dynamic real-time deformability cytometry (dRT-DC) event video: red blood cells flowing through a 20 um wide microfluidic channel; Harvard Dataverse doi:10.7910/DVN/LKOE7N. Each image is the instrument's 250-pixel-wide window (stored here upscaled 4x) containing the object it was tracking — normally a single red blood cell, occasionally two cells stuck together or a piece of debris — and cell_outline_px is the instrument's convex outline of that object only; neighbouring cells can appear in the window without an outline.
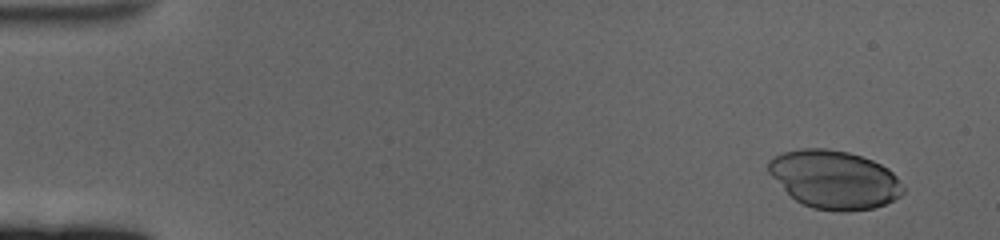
{"species": "human", "species_latin": "Homo sapiens", "temperature_condition": "cold", "stored_images_in_passage": 58, "camera_frame_rate_fps": 3000, "um_per_image_px": 0.085, "donor": {"sex": "female"}, "frame": {"image": 1, "passage_image": 2, "time_ms": 0.333, "image_size_px": [1000, 240], "cell_outline_px": [[904, 192], [900, 196], [884, 204], [872, 208], [848, 212], [840, 212], [812, 208], [796, 200], [768, 172], [768, 160], [772, 156], [784, 152], [800, 148], [828, 148], [848, 152], [872, 160], [888, 168], [904, 184]], "centroid_in_image_um": [70.93, 15.25], "position_along_channel_um": 14.1, "area_um2": 45.72}}
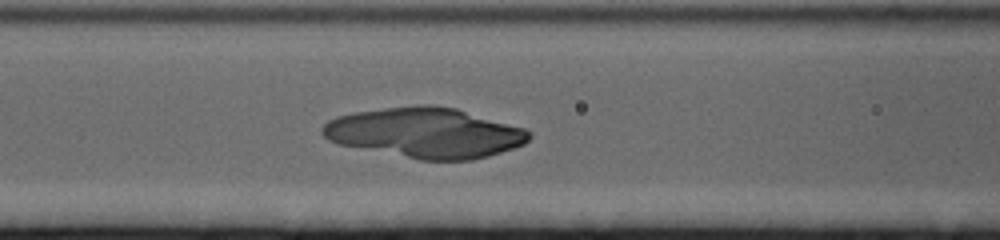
{"frame": {"image": 2, "passage_image": 24, "time_ms": 7.667, "image_size_px": [1000, 240], "cell_outline_px": [[532, 136], [524, 144], [488, 156], [472, 160], [420, 160], [340, 144], [328, 140], [320, 132], [320, 128], [328, 120], [336, 116], [356, 112], [420, 104], [432, 104], [456, 108], [524, 128], [532, 132]], "centroid_in_image_um": [36.15, 11.28], "position_along_channel_um": 130.5, "area_um2": 60.23}}
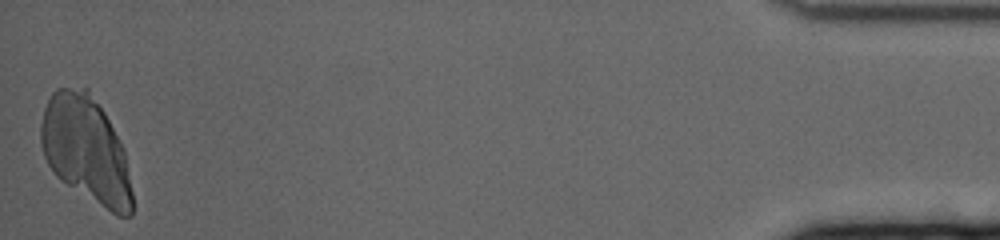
{"frame": {"image": 3, "passage_image": 58, "time_ms": 19.0, "image_size_px": [1000, 240], "cell_outline_px": [[132, 216], [116, 216], [60, 180], [56, 176], [48, 164], [44, 156], [40, 144], [40, 124], [44, 108], [52, 92], [56, 88], [88, 88], [104, 112], [124, 148], [132, 192]], "centroid_in_image_um": [7.3, 12.72], "position_along_channel_um": 427.9, "area_um2": 56.76}}